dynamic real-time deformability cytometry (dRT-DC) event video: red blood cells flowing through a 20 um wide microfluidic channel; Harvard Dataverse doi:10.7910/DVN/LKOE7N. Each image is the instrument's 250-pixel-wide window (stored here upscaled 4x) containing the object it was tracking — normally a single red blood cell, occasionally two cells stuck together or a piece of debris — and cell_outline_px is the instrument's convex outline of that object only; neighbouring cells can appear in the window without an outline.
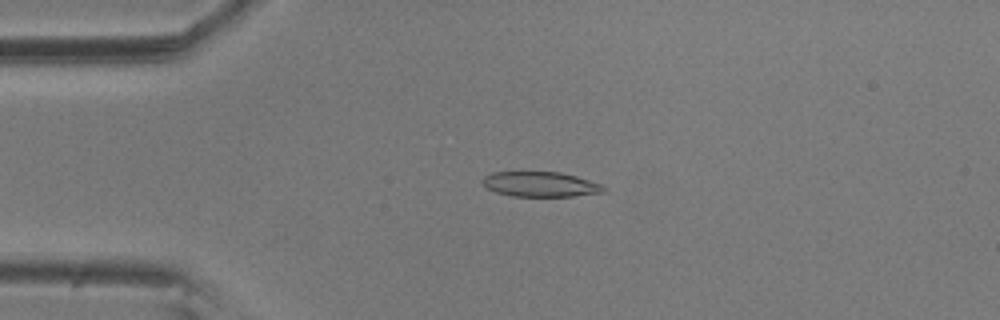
{"species": "common noctule bat (a hibernating species)", "species_latin": "Nyctalus noctula", "temperature_condition": "room temperature", "stored_images_in_passage": 6, "camera_frame_rate_fps": 3000, "um_per_image_px": 0.085, "animal": {"sex": "male", "body_mass_g": 20.5, "forearm_length_mm": 52.5}, "frame": {"image": 1, "passage_image": 4, "time_ms": 1.0, "image_size_px": [1000, 320], "cell_outline_px": [[608, 188], [604, 192], [572, 196], [512, 196], [496, 192], [488, 188], [484, 184], [484, 176], [492, 172], [560, 172], [576, 176], [600, 184]], "centroid_in_image_um": [45.96, 15.66], "position_along_channel_um": 39.0, "area_um2": 17.46}}
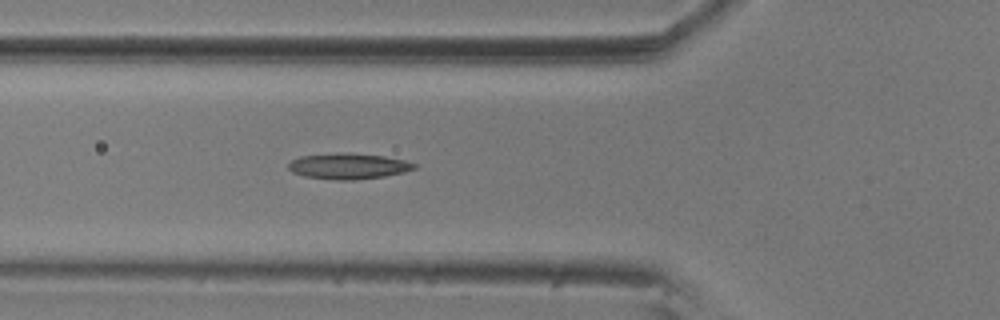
{"frame": {"image": 2, "passage_image": 6, "time_ms": 1.667, "image_size_px": [1000, 320], "cell_outline_px": [[416, 168], [404, 172], [384, 176], [356, 180], [336, 180], [304, 176], [292, 172], [288, 168], [288, 164], [292, 160], [300, 156], [348, 152], [384, 156], [404, 160], [416, 164]], "centroid_in_image_um": [29.61, 14.12], "position_along_channel_um": 96.2, "area_um2": 18.9}}